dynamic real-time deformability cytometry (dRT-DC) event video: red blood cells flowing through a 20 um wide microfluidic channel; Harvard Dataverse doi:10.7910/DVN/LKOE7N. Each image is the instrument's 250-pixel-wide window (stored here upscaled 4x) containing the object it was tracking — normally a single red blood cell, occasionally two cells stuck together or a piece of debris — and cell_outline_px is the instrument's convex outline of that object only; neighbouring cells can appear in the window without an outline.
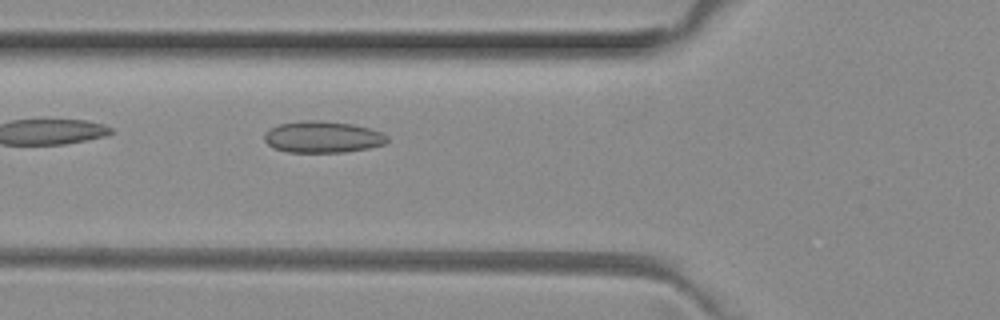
{"species": "common noctule bat (a hibernating species)", "species_latin": "Nyctalus noctula", "temperature_condition": "room temperature", "stored_images_in_passage": 4, "camera_frame_rate_fps": 3000, "um_per_image_px": 0.085, "animal": {"sex": "female", "body_mass_g": 29.2, "forearm_length_mm": 56.3}, "frame": {"image": 1, "passage_image": 4, "time_ms": 1.0, "image_size_px": [1000, 320], "cell_outline_px": [[388, 140], [384, 144], [368, 148], [344, 152], [288, 152], [272, 148], [264, 140], [264, 132], [280, 124], [308, 120], [320, 120], [352, 124], [368, 128], [380, 132], [388, 136]], "centroid_in_image_um": [27.41, 11.65], "position_along_channel_um": 98.4, "area_um2": 22.48}}